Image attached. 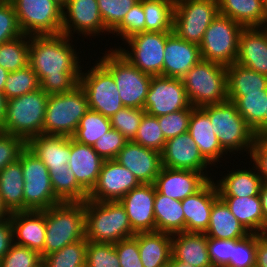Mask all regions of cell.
I'll use <instances>...</instances> for the list:
<instances>
[{
  "mask_svg": "<svg viewBox=\"0 0 267 267\" xmlns=\"http://www.w3.org/2000/svg\"><path fill=\"white\" fill-rule=\"evenodd\" d=\"M72 39L64 34L30 36L29 66L48 95L67 93L79 85L83 65Z\"/></svg>",
  "mask_w": 267,
  "mask_h": 267,
  "instance_id": "1",
  "label": "cell"
},
{
  "mask_svg": "<svg viewBox=\"0 0 267 267\" xmlns=\"http://www.w3.org/2000/svg\"><path fill=\"white\" fill-rule=\"evenodd\" d=\"M128 215L119 201H85V238L96 243L114 244L131 238Z\"/></svg>",
  "mask_w": 267,
  "mask_h": 267,
  "instance_id": "2",
  "label": "cell"
},
{
  "mask_svg": "<svg viewBox=\"0 0 267 267\" xmlns=\"http://www.w3.org/2000/svg\"><path fill=\"white\" fill-rule=\"evenodd\" d=\"M44 256L85 238V201L61 202L45 210Z\"/></svg>",
  "mask_w": 267,
  "mask_h": 267,
  "instance_id": "3",
  "label": "cell"
},
{
  "mask_svg": "<svg viewBox=\"0 0 267 267\" xmlns=\"http://www.w3.org/2000/svg\"><path fill=\"white\" fill-rule=\"evenodd\" d=\"M200 108L209 116L213 131L227 153L237 154L239 151V154H243L246 151L250 156L256 136L233 102L226 101Z\"/></svg>",
  "mask_w": 267,
  "mask_h": 267,
  "instance_id": "4",
  "label": "cell"
},
{
  "mask_svg": "<svg viewBox=\"0 0 267 267\" xmlns=\"http://www.w3.org/2000/svg\"><path fill=\"white\" fill-rule=\"evenodd\" d=\"M49 95L41 88L7 100L6 118L0 131L22 138L26 143L43 134Z\"/></svg>",
  "mask_w": 267,
  "mask_h": 267,
  "instance_id": "5",
  "label": "cell"
},
{
  "mask_svg": "<svg viewBox=\"0 0 267 267\" xmlns=\"http://www.w3.org/2000/svg\"><path fill=\"white\" fill-rule=\"evenodd\" d=\"M192 107L228 101L226 66L201 59L182 78Z\"/></svg>",
  "mask_w": 267,
  "mask_h": 267,
  "instance_id": "6",
  "label": "cell"
},
{
  "mask_svg": "<svg viewBox=\"0 0 267 267\" xmlns=\"http://www.w3.org/2000/svg\"><path fill=\"white\" fill-rule=\"evenodd\" d=\"M88 110V98L80 85L67 93L49 95L43 135L72 137L78 128L80 119Z\"/></svg>",
  "mask_w": 267,
  "mask_h": 267,
  "instance_id": "7",
  "label": "cell"
},
{
  "mask_svg": "<svg viewBox=\"0 0 267 267\" xmlns=\"http://www.w3.org/2000/svg\"><path fill=\"white\" fill-rule=\"evenodd\" d=\"M107 51L98 61L114 77L123 106L144 109L152 75L141 72L114 47Z\"/></svg>",
  "mask_w": 267,
  "mask_h": 267,
  "instance_id": "8",
  "label": "cell"
},
{
  "mask_svg": "<svg viewBox=\"0 0 267 267\" xmlns=\"http://www.w3.org/2000/svg\"><path fill=\"white\" fill-rule=\"evenodd\" d=\"M18 160L24 178V211H42L61 203L54 194L46 165L28 147L20 153Z\"/></svg>",
  "mask_w": 267,
  "mask_h": 267,
  "instance_id": "9",
  "label": "cell"
},
{
  "mask_svg": "<svg viewBox=\"0 0 267 267\" xmlns=\"http://www.w3.org/2000/svg\"><path fill=\"white\" fill-rule=\"evenodd\" d=\"M242 29L237 22L219 14L205 31L199 45L202 59L224 66L235 63Z\"/></svg>",
  "mask_w": 267,
  "mask_h": 267,
  "instance_id": "10",
  "label": "cell"
},
{
  "mask_svg": "<svg viewBox=\"0 0 267 267\" xmlns=\"http://www.w3.org/2000/svg\"><path fill=\"white\" fill-rule=\"evenodd\" d=\"M19 27L28 36L62 34L63 8L54 0H10Z\"/></svg>",
  "mask_w": 267,
  "mask_h": 267,
  "instance_id": "11",
  "label": "cell"
},
{
  "mask_svg": "<svg viewBox=\"0 0 267 267\" xmlns=\"http://www.w3.org/2000/svg\"><path fill=\"white\" fill-rule=\"evenodd\" d=\"M218 15V0L178 1L172 32L187 42L200 45L205 31Z\"/></svg>",
  "mask_w": 267,
  "mask_h": 267,
  "instance_id": "12",
  "label": "cell"
},
{
  "mask_svg": "<svg viewBox=\"0 0 267 267\" xmlns=\"http://www.w3.org/2000/svg\"><path fill=\"white\" fill-rule=\"evenodd\" d=\"M96 61L95 66L90 67L88 71L81 70L79 85L86 92L89 109L110 118L124 106L114 77Z\"/></svg>",
  "mask_w": 267,
  "mask_h": 267,
  "instance_id": "13",
  "label": "cell"
},
{
  "mask_svg": "<svg viewBox=\"0 0 267 267\" xmlns=\"http://www.w3.org/2000/svg\"><path fill=\"white\" fill-rule=\"evenodd\" d=\"M170 33L144 31L125 40L124 43L129 46L127 50L121 47L115 49L141 72L163 76L165 44Z\"/></svg>",
  "mask_w": 267,
  "mask_h": 267,
  "instance_id": "14",
  "label": "cell"
},
{
  "mask_svg": "<svg viewBox=\"0 0 267 267\" xmlns=\"http://www.w3.org/2000/svg\"><path fill=\"white\" fill-rule=\"evenodd\" d=\"M191 106L183 80L165 76H152L144 110L148 115L161 116Z\"/></svg>",
  "mask_w": 267,
  "mask_h": 267,
  "instance_id": "15",
  "label": "cell"
},
{
  "mask_svg": "<svg viewBox=\"0 0 267 267\" xmlns=\"http://www.w3.org/2000/svg\"><path fill=\"white\" fill-rule=\"evenodd\" d=\"M75 32L85 38L111 33L103 23L97 0H67L62 13V34L72 38Z\"/></svg>",
  "mask_w": 267,
  "mask_h": 267,
  "instance_id": "16",
  "label": "cell"
},
{
  "mask_svg": "<svg viewBox=\"0 0 267 267\" xmlns=\"http://www.w3.org/2000/svg\"><path fill=\"white\" fill-rule=\"evenodd\" d=\"M140 185L134 174L117 160H105L98 180L87 199L96 202L119 201L129 191Z\"/></svg>",
  "mask_w": 267,
  "mask_h": 267,
  "instance_id": "17",
  "label": "cell"
},
{
  "mask_svg": "<svg viewBox=\"0 0 267 267\" xmlns=\"http://www.w3.org/2000/svg\"><path fill=\"white\" fill-rule=\"evenodd\" d=\"M154 200V184H140L119 200L135 233L156 231Z\"/></svg>",
  "mask_w": 267,
  "mask_h": 267,
  "instance_id": "18",
  "label": "cell"
},
{
  "mask_svg": "<svg viewBox=\"0 0 267 267\" xmlns=\"http://www.w3.org/2000/svg\"><path fill=\"white\" fill-rule=\"evenodd\" d=\"M162 166L206 172L212 165L203 157L188 132L167 139L161 152ZM210 165V166H209Z\"/></svg>",
  "mask_w": 267,
  "mask_h": 267,
  "instance_id": "19",
  "label": "cell"
},
{
  "mask_svg": "<svg viewBox=\"0 0 267 267\" xmlns=\"http://www.w3.org/2000/svg\"><path fill=\"white\" fill-rule=\"evenodd\" d=\"M115 160L130 170L140 184H154L162 168L161 153L128 141Z\"/></svg>",
  "mask_w": 267,
  "mask_h": 267,
  "instance_id": "20",
  "label": "cell"
},
{
  "mask_svg": "<svg viewBox=\"0 0 267 267\" xmlns=\"http://www.w3.org/2000/svg\"><path fill=\"white\" fill-rule=\"evenodd\" d=\"M206 174V175H205ZM211 173L171 169L162 166L154 182L156 190L170 198L182 201L199 191L210 179Z\"/></svg>",
  "mask_w": 267,
  "mask_h": 267,
  "instance_id": "21",
  "label": "cell"
},
{
  "mask_svg": "<svg viewBox=\"0 0 267 267\" xmlns=\"http://www.w3.org/2000/svg\"><path fill=\"white\" fill-rule=\"evenodd\" d=\"M13 243L37 251L44 257L46 235L45 210L16 211L10 214Z\"/></svg>",
  "mask_w": 267,
  "mask_h": 267,
  "instance_id": "22",
  "label": "cell"
},
{
  "mask_svg": "<svg viewBox=\"0 0 267 267\" xmlns=\"http://www.w3.org/2000/svg\"><path fill=\"white\" fill-rule=\"evenodd\" d=\"M210 179L199 191L181 201L185 216V232L205 233L213 203L219 198L218 189Z\"/></svg>",
  "mask_w": 267,
  "mask_h": 267,
  "instance_id": "23",
  "label": "cell"
},
{
  "mask_svg": "<svg viewBox=\"0 0 267 267\" xmlns=\"http://www.w3.org/2000/svg\"><path fill=\"white\" fill-rule=\"evenodd\" d=\"M201 59L199 45L171 32L165 44L163 76L182 79Z\"/></svg>",
  "mask_w": 267,
  "mask_h": 267,
  "instance_id": "24",
  "label": "cell"
},
{
  "mask_svg": "<svg viewBox=\"0 0 267 267\" xmlns=\"http://www.w3.org/2000/svg\"><path fill=\"white\" fill-rule=\"evenodd\" d=\"M235 63L267 76L266 26L242 29Z\"/></svg>",
  "mask_w": 267,
  "mask_h": 267,
  "instance_id": "25",
  "label": "cell"
},
{
  "mask_svg": "<svg viewBox=\"0 0 267 267\" xmlns=\"http://www.w3.org/2000/svg\"><path fill=\"white\" fill-rule=\"evenodd\" d=\"M27 147L46 165L48 171L68 170L71 137L41 134L30 139Z\"/></svg>",
  "mask_w": 267,
  "mask_h": 267,
  "instance_id": "26",
  "label": "cell"
},
{
  "mask_svg": "<svg viewBox=\"0 0 267 267\" xmlns=\"http://www.w3.org/2000/svg\"><path fill=\"white\" fill-rule=\"evenodd\" d=\"M188 133L195 141L203 157L213 166L221 162L223 155L228 153L221 147L215 135L209 116L200 108L191 112ZM220 158V159H219ZM219 162V163H218Z\"/></svg>",
  "mask_w": 267,
  "mask_h": 267,
  "instance_id": "27",
  "label": "cell"
},
{
  "mask_svg": "<svg viewBox=\"0 0 267 267\" xmlns=\"http://www.w3.org/2000/svg\"><path fill=\"white\" fill-rule=\"evenodd\" d=\"M104 161L92 146L81 144L71 137V156L67 165L88 193L95 186Z\"/></svg>",
  "mask_w": 267,
  "mask_h": 267,
  "instance_id": "28",
  "label": "cell"
},
{
  "mask_svg": "<svg viewBox=\"0 0 267 267\" xmlns=\"http://www.w3.org/2000/svg\"><path fill=\"white\" fill-rule=\"evenodd\" d=\"M172 258L193 267H213L205 233L182 232L172 235Z\"/></svg>",
  "mask_w": 267,
  "mask_h": 267,
  "instance_id": "29",
  "label": "cell"
},
{
  "mask_svg": "<svg viewBox=\"0 0 267 267\" xmlns=\"http://www.w3.org/2000/svg\"><path fill=\"white\" fill-rule=\"evenodd\" d=\"M140 259L144 267H166L172 256V235L162 232L136 233Z\"/></svg>",
  "mask_w": 267,
  "mask_h": 267,
  "instance_id": "30",
  "label": "cell"
},
{
  "mask_svg": "<svg viewBox=\"0 0 267 267\" xmlns=\"http://www.w3.org/2000/svg\"><path fill=\"white\" fill-rule=\"evenodd\" d=\"M236 169L235 171H227L221 179L214 181L219 196H257L263 183L256 166L252 169Z\"/></svg>",
  "mask_w": 267,
  "mask_h": 267,
  "instance_id": "31",
  "label": "cell"
},
{
  "mask_svg": "<svg viewBox=\"0 0 267 267\" xmlns=\"http://www.w3.org/2000/svg\"><path fill=\"white\" fill-rule=\"evenodd\" d=\"M249 233L264 234V215L260 196H219Z\"/></svg>",
  "mask_w": 267,
  "mask_h": 267,
  "instance_id": "32",
  "label": "cell"
},
{
  "mask_svg": "<svg viewBox=\"0 0 267 267\" xmlns=\"http://www.w3.org/2000/svg\"><path fill=\"white\" fill-rule=\"evenodd\" d=\"M219 14L243 28L264 27V0H218Z\"/></svg>",
  "mask_w": 267,
  "mask_h": 267,
  "instance_id": "33",
  "label": "cell"
},
{
  "mask_svg": "<svg viewBox=\"0 0 267 267\" xmlns=\"http://www.w3.org/2000/svg\"><path fill=\"white\" fill-rule=\"evenodd\" d=\"M205 234L207 237L218 239H241L249 232L232 214L228 206L218 198L213 203Z\"/></svg>",
  "mask_w": 267,
  "mask_h": 267,
  "instance_id": "34",
  "label": "cell"
},
{
  "mask_svg": "<svg viewBox=\"0 0 267 267\" xmlns=\"http://www.w3.org/2000/svg\"><path fill=\"white\" fill-rule=\"evenodd\" d=\"M154 216L156 232L176 234L185 232V216L180 200L159 193L155 188Z\"/></svg>",
  "mask_w": 267,
  "mask_h": 267,
  "instance_id": "35",
  "label": "cell"
},
{
  "mask_svg": "<svg viewBox=\"0 0 267 267\" xmlns=\"http://www.w3.org/2000/svg\"><path fill=\"white\" fill-rule=\"evenodd\" d=\"M23 170L19 160L0 171V194L4 206L12 213L24 211Z\"/></svg>",
  "mask_w": 267,
  "mask_h": 267,
  "instance_id": "36",
  "label": "cell"
},
{
  "mask_svg": "<svg viewBox=\"0 0 267 267\" xmlns=\"http://www.w3.org/2000/svg\"><path fill=\"white\" fill-rule=\"evenodd\" d=\"M228 96H246V93H262L267 90V76L233 63L226 66Z\"/></svg>",
  "mask_w": 267,
  "mask_h": 267,
  "instance_id": "37",
  "label": "cell"
},
{
  "mask_svg": "<svg viewBox=\"0 0 267 267\" xmlns=\"http://www.w3.org/2000/svg\"><path fill=\"white\" fill-rule=\"evenodd\" d=\"M175 3L170 0H143L145 31L172 32Z\"/></svg>",
  "mask_w": 267,
  "mask_h": 267,
  "instance_id": "38",
  "label": "cell"
},
{
  "mask_svg": "<svg viewBox=\"0 0 267 267\" xmlns=\"http://www.w3.org/2000/svg\"><path fill=\"white\" fill-rule=\"evenodd\" d=\"M247 125L254 131L263 121L267 111V90L262 93H246V96H228Z\"/></svg>",
  "mask_w": 267,
  "mask_h": 267,
  "instance_id": "39",
  "label": "cell"
},
{
  "mask_svg": "<svg viewBox=\"0 0 267 267\" xmlns=\"http://www.w3.org/2000/svg\"><path fill=\"white\" fill-rule=\"evenodd\" d=\"M55 196L61 202H84L88 192L77 182L75 174L68 170L49 171Z\"/></svg>",
  "mask_w": 267,
  "mask_h": 267,
  "instance_id": "40",
  "label": "cell"
},
{
  "mask_svg": "<svg viewBox=\"0 0 267 267\" xmlns=\"http://www.w3.org/2000/svg\"><path fill=\"white\" fill-rule=\"evenodd\" d=\"M30 36H22L0 44V66L9 73L29 65Z\"/></svg>",
  "mask_w": 267,
  "mask_h": 267,
  "instance_id": "41",
  "label": "cell"
},
{
  "mask_svg": "<svg viewBox=\"0 0 267 267\" xmlns=\"http://www.w3.org/2000/svg\"><path fill=\"white\" fill-rule=\"evenodd\" d=\"M111 128L110 118L89 109L80 119L78 128L72 138L81 144L92 146Z\"/></svg>",
  "mask_w": 267,
  "mask_h": 267,
  "instance_id": "42",
  "label": "cell"
},
{
  "mask_svg": "<svg viewBox=\"0 0 267 267\" xmlns=\"http://www.w3.org/2000/svg\"><path fill=\"white\" fill-rule=\"evenodd\" d=\"M86 238L64 246L42 258L44 267H86Z\"/></svg>",
  "mask_w": 267,
  "mask_h": 267,
  "instance_id": "43",
  "label": "cell"
},
{
  "mask_svg": "<svg viewBox=\"0 0 267 267\" xmlns=\"http://www.w3.org/2000/svg\"><path fill=\"white\" fill-rule=\"evenodd\" d=\"M40 88L36 73L28 65L23 69L10 72L3 90L7 100L34 92Z\"/></svg>",
  "mask_w": 267,
  "mask_h": 267,
  "instance_id": "44",
  "label": "cell"
},
{
  "mask_svg": "<svg viewBox=\"0 0 267 267\" xmlns=\"http://www.w3.org/2000/svg\"><path fill=\"white\" fill-rule=\"evenodd\" d=\"M143 147L162 152L166 139L158 123V117L145 113L135 138L132 140Z\"/></svg>",
  "mask_w": 267,
  "mask_h": 267,
  "instance_id": "45",
  "label": "cell"
},
{
  "mask_svg": "<svg viewBox=\"0 0 267 267\" xmlns=\"http://www.w3.org/2000/svg\"><path fill=\"white\" fill-rule=\"evenodd\" d=\"M145 113L144 109L123 107L110 117L111 127L119 131L128 141H132Z\"/></svg>",
  "mask_w": 267,
  "mask_h": 267,
  "instance_id": "46",
  "label": "cell"
},
{
  "mask_svg": "<svg viewBox=\"0 0 267 267\" xmlns=\"http://www.w3.org/2000/svg\"><path fill=\"white\" fill-rule=\"evenodd\" d=\"M140 0H97L105 27L112 32Z\"/></svg>",
  "mask_w": 267,
  "mask_h": 267,
  "instance_id": "47",
  "label": "cell"
},
{
  "mask_svg": "<svg viewBox=\"0 0 267 267\" xmlns=\"http://www.w3.org/2000/svg\"><path fill=\"white\" fill-rule=\"evenodd\" d=\"M86 267H121L114 244L88 241Z\"/></svg>",
  "mask_w": 267,
  "mask_h": 267,
  "instance_id": "48",
  "label": "cell"
},
{
  "mask_svg": "<svg viewBox=\"0 0 267 267\" xmlns=\"http://www.w3.org/2000/svg\"><path fill=\"white\" fill-rule=\"evenodd\" d=\"M257 233H249L233 245L228 267H255Z\"/></svg>",
  "mask_w": 267,
  "mask_h": 267,
  "instance_id": "49",
  "label": "cell"
},
{
  "mask_svg": "<svg viewBox=\"0 0 267 267\" xmlns=\"http://www.w3.org/2000/svg\"><path fill=\"white\" fill-rule=\"evenodd\" d=\"M145 31V13L143 10V0L135 4L125 15L123 21L111 32L121 37L122 41L131 36Z\"/></svg>",
  "mask_w": 267,
  "mask_h": 267,
  "instance_id": "50",
  "label": "cell"
},
{
  "mask_svg": "<svg viewBox=\"0 0 267 267\" xmlns=\"http://www.w3.org/2000/svg\"><path fill=\"white\" fill-rule=\"evenodd\" d=\"M194 108L190 106L188 109L158 116V123L166 140L188 132L191 112Z\"/></svg>",
  "mask_w": 267,
  "mask_h": 267,
  "instance_id": "51",
  "label": "cell"
},
{
  "mask_svg": "<svg viewBox=\"0 0 267 267\" xmlns=\"http://www.w3.org/2000/svg\"><path fill=\"white\" fill-rule=\"evenodd\" d=\"M41 261L42 257L37 251L13 243L0 259V267H36Z\"/></svg>",
  "mask_w": 267,
  "mask_h": 267,
  "instance_id": "52",
  "label": "cell"
},
{
  "mask_svg": "<svg viewBox=\"0 0 267 267\" xmlns=\"http://www.w3.org/2000/svg\"><path fill=\"white\" fill-rule=\"evenodd\" d=\"M14 6L10 0L0 2V44L22 36Z\"/></svg>",
  "mask_w": 267,
  "mask_h": 267,
  "instance_id": "53",
  "label": "cell"
},
{
  "mask_svg": "<svg viewBox=\"0 0 267 267\" xmlns=\"http://www.w3.org/2000/svg\"><path fill=\"white\" fill-rule=\"evenodd\" d=\"M128 140L117 130L111 128L93 145V149L104 159H115Z\"/></svg>",
  "mask_w": 267,
  "mask_h": 267,
  "instance_id": "54",
  "label": "cell"
},
{
  "mask_svg": "<svg viewBox=\"0 0 267 267\" xmlns=\"http://www.w3.org/2000/svg\"><path fill=\"white\" fill-rule=\"evenodd\" d=\"M238 240L207 237L208 254L213 267H228L233 253V245Z\"/></svg>",
  "mask_w": 267,
  "mask_h": 267,
  "instance_id": "55",
  "label": "cell"
},
{
  "mask_svg": "<svg viewBox=\"0 0 267 267\" xmlns=\"http://www.w3.org/2000/svg\"><path fill=\"white\" fill-rule=\"evenodd\" d=\"M27 143L20 137L0 131V171L19 159Z\"/></svg>",
  "mask_w": 267,
  "mask_h": 267,
  "instance_id": "56",
  "label": "cell"
},
{
  "mask_svg": "<svg viewBox=\"0 0 267 267\" xmlns=\"http://www.w3.org/2000/svg\"><path fill=\"white\" fill-rule=\"evenodd\" d=\"M121 267H144L140 259L138 241L127 238L114 243Z\"/></svg>",
  "mask_w": 267,
  "mask_h": 267,
  "instance_id": "57",
  "label": "cell"
},
{
  "mask_svg": "<svg viewBox=\"0 0 267 267\" xmlns=\"http://www.w3.org/2000/svg\"><path fill=\"white\" fill-rule=\"evenodd\" d=\"M249 158L256 166L262 181L267 183V136L255 138Z\"/></svg>",
  "mask_w": 267,
  "mask_h": 267,
  "instance_id": "58",
  "label": "cell"
},
{
  "mask_svg": "<svg viewBox=\"0 0 267 267\" xmlns=\"http://www.w3.org/2000/svg\"><path fill=\"white\" fill-rule=\"evenodd\" d=\"M13 244V230L10 219L0 220V259L9 251Z\"/></svg>",
  "mask_w": 267,
  "mask_h": 267,
  "instance_id": "59",
  "label": "cell"
},
{
  "mask_svg": "<svg viewBox=\"0 0 267 267\" xmlns=\"http://www.w3.org/2000/svg\"><path fill=\"white\" fill-rule=\"evenodd\" d=\"M255 267H267V233L257 234Z\"/></svg>",
  "mask_w": 267,
  "mask_h": 267,
  "instance_id": "60",
  "label": "cell"
},
{
  "mask_svg": "<svg viewBox=\"0 0 267 267\" xmlns=\"http://www.w3.org/2000/svg\"><path fill=\"white\" fill-rule=\"evenodd\" d=\"M264 215V234L267 233V183H262L259 193Z\"/></svg>",
  "mask_w": 267,
  "mask_h": 267,
  "instance_id": "61",
  "label": "cell"
},
{
  "mask_svg": "<svg viewBox=\"0 0 267 267\" xmlns=\"http://www.w3.org/2000/svg\"><path fill=\"white\" fill-rule=\"evenodd\" d=\"M7 99L3 92H0V128L2 127L6 118Z\"/></svg>",
  "mask_w": 267,
  "mask_h": 267,
  "instance_id": "62",
  "label": "cell"
},
{
  "mask_svg": "<svg viewBox=\"0 0 267 267\" xmlns=\"http://www.w3.org/2000/svg\"><path fill=\"white\" fill-rule=\"evenodd\" d=\"M253 132L256 137L267 136V111L264 115V121Z\"/></svg>",
  "mask_w": 267,
  "mask_h": 267,
  "instance_id": "63",
  "label": "cell"
},
{
  "mask_svg": "<svg viewBox=\"0 0 267 267\" xmlns=\"http://www.w3.org/2000/svg\"><path fill=\"white\" fill-rule=\"evenodd\" d=\"M9 72L0 66V92H3Z\"/></svg>",
  "mask_w": 267,
  "mask_h": 267,
  "instance_id": "64",
  "label": "cell"
},
{
  "mask_svg": "<svg viewBox=\"0 0 267 267\" xmlns=\"http://www.w3.org/2000/svg\"><path fill=\"white\" fill-rule=\"evenodd\" d=\"M11 212L4 206V203L0 194V220L7 219L10 217Z\"/></svg>",
  "mask_w": 267,
  "mask_h": 267,
  "instance_id": "65",
  "label": "cell"
},
{
  "mask_svg": "<svg viewBox=\"0 0 267 267\" xmlns=\"http://www.w3.org/2000/svg\"><path fill=\"white\" fill-rule=\"evenodd\" d=\"M168 267H193L190 264L178 261L177 259L170 258Z\"/></svg>",
  "mask_w": 267,
  "mask_h": 267,
  "instance_id": "66",
  "label": "cell"
},
{
  "mask_svg": "<svg viewBox=\"0 0 267 267\" xmlns=\"http://www.w3.org/2000/svg\"><path fill=\"white\" fill-rule=\"evenodd\" d=\"M265 24L267 27V0H264Z\"/></svg>",
  "mask_w": 267,
  "mask_h": 267,
  "instance_id": "67",
  "label": "cell"
},
{
  "mask_svg": "<svg viewBox=\"0 0 267 267\" xmlns=\"http://www.w3.org/2000/svg\"><path fill=\"white\" fill-rule=\"evenodd\" d=\"M55 2H57L62 8L65 6L67 0H54Z\"/></svg>",
  "mask_w": 267,
  "mask_h": 267,
  "instance_id": "68",
  "label": "cell"
},
{
  "mask_svg": "<svg viewBox=\"0 0 267 267\" xmlns=\"http://www.w3.org/2000/svg\"><path fill=\"white\" fill-rule=\"evenodd\" d=\"M36 267H44L43 262L41 261Z\"/></svg>",
  "mask_w": 267,
  "mask_h": 267,
  "instance_id": "69",
  "label": "cell"
},
{
  "mask_svg": "<svg viewBox=\"0 0 267 267\" xmlns=\"http://www.w3.org/2000/svg\"><path fill=\"white\" fill-rule=\"evenodd\" d=\"M170 1L177 3L178 1H181V0H170Z\"/></svg>",
  "mask_w": 267,
  "mask_h": 267,
  "instance_id": "70",
  "label": "cell"
}]
</instances>
